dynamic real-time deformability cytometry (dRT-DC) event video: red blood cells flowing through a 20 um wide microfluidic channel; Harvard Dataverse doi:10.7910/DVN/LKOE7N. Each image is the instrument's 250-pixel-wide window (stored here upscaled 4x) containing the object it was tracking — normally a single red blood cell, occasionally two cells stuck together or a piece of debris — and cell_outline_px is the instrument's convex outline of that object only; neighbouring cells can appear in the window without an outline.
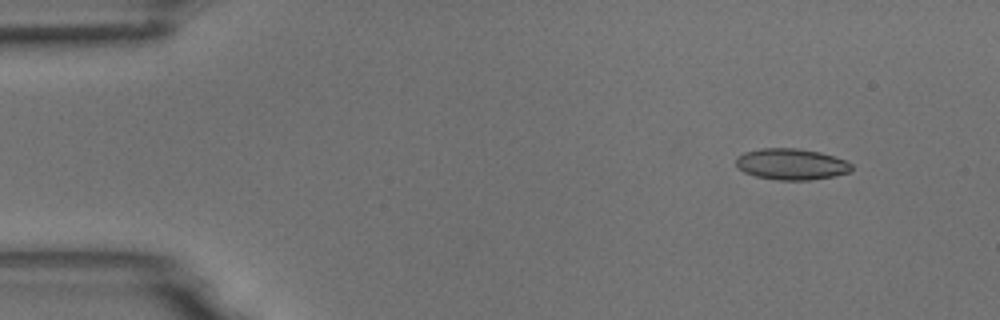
{"species": "common noctule bat (a hibernating species)", "species_latin": "Nyctalus noctula", "temperature_condition": "room temperature", "stored_images_in_passage": 6, "camera_frame_rate_fps": 3000, "um_per_image_px": 0.085, "animal": {"sex": "male", "body_mass_g": 18.8}, "frame": {"image": 1, "passage_image": 2, "time_ms": 0.333, "image_size_px": [1000, 320], "cell_outline_px": [[852, 168], [848, 172], [832, 176], [812, 180], [776, 180], [756, 176], [744, 172], [736, 164], [736, 156], [744, 152], [760, 148], [796, 148], [820, 152], [844, 160], [852, 164]], "centroid_in_image_um": [67.23, 13.95], "position_along_channel_um": 17.8, "area_um2": 20.92}}